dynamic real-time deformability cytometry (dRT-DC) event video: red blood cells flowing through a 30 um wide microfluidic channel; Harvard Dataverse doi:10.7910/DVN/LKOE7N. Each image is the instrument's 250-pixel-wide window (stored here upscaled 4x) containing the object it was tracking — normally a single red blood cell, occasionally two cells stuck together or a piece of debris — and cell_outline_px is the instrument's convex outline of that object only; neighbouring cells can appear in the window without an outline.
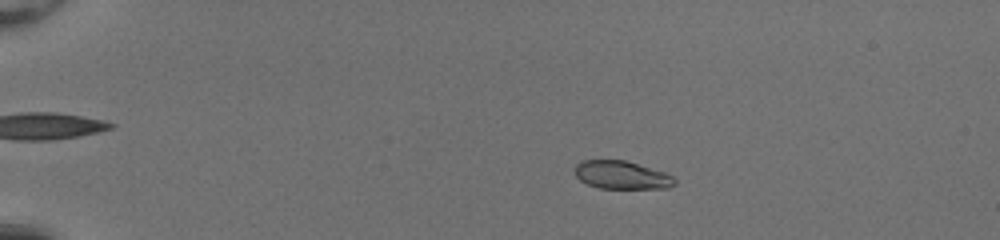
{"species": "common noctule bat (a hibernating species)", "species_latin": "Nyctalus noctula", "temperature_condition": "room temperature", "stored_images_in_passage": 52, "camera_frame_rate_fps": 3000, "um_per_image_px": 0.085, "animal": {"sex": "female", "body_mass_g": 20.0, "forearm_length_mm": 54.0}, "frame": {"image": 1, "passage_image": 12, "time_ms": 3.667, "image_size_px": [1000, 240], "cell_outline_px": [[676, 184], [668, 188], [600, 188], [588, 184], [580, 180], [576, 176], [576, 164], [584, 160], [624, 160], [664, 172], [672, 176], [676, 180]], "centroid_in_image_um": [52.85, 14.88], "position_along_channel_um": 32.1, "area_um2": 16.13}}
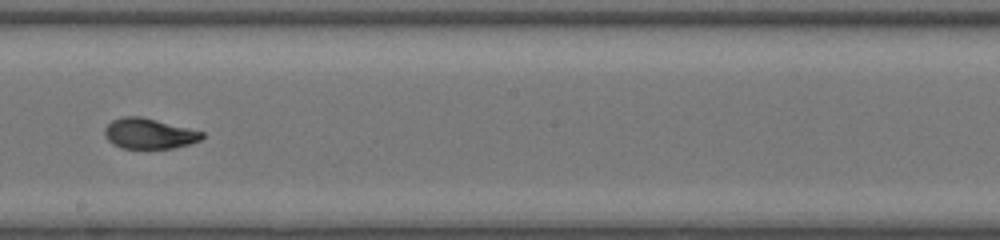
{"frame": {"image": 2, "passage_image": 33, "time_ms": 10.667, "image_size_px": [1000, 240], "cell_outline_px": [[204, 136], [200, 140], [188, 144], [172, 148], [120, 148], [112, 144], [104, 136], [104, 128], [112, 120], [120, 116], [140, 116], [204, 132]], "centroid_in_image_um": [12.62, 11.35], "position_along_channel_um": 235.6, "area_um2": 17.22}}
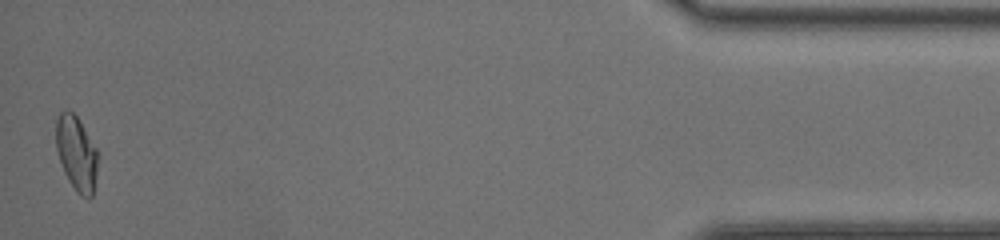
{"frame": {"image": 3, "passage_image": 52, "time_ms": 17.0, "image_size_px": [1000, 240], "cell_outline_px": [[96, 172], [92, 196], [88, 200], [80, 196], [76, 192], [68, 180], [64, 172], [56, 148], [56, 120], [60, 112], [64, 108], [72, 112], [76, 116], [96, 148]], "centroid_in_image_um": [6.47, 13.05], "position_along_channel_um": 428.7, "area_um2": 17.92}, "authors_computed_cell_mechanics": {"area_um2": 17.629, "velocity_mm_per_s": 4.2189, "shape_relaxation_time_tau1_ms": 4.3692, "shape_relaxation_time_tau2_ms": 0.7343, "deformation_change_tau1": 0.2064, "deformation_change_tau2": 0.0484}}